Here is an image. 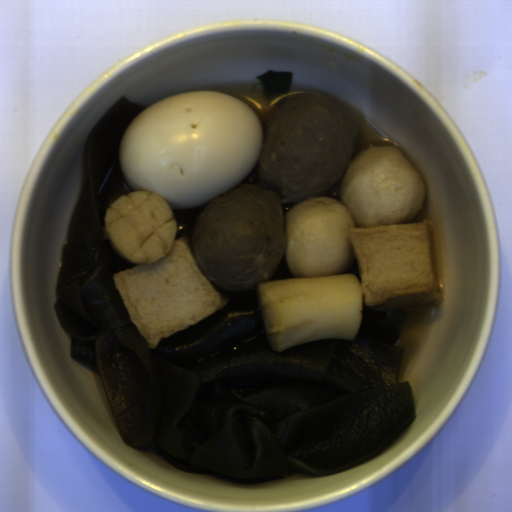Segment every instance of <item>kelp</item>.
<instances>
[{
	"label": "kelp",
	"mask_w": 512,
	"mask_h": 512,
	"mask_svg": "<svg viewBox=\"0 0 512 512\" xmlns=\"http://www.w3.org/2000/svg\"><path fill=\"white\" fill-rule=\"evenodd\" d=\"M146 106L119 97L84 143L82 178L54 303L70 358L98 373L120 435L180 471L241 485L328 476L382 453L416 418L396 347L405 312L367 307L353 340L322 337L275 351L259 285L161 339L132 322L115 273L134 268L105 236V216L134 192L122 169L125 131Z\"/></svg>",
	"instance_id": "99668d17"
},
{
	"label": "kelp",
	"mask_w": 512,
	"mask_h": 512,
	"mask_svg": "<svg viewBox=\"0 0 512 512\" xmlns=\"http://www.w3.org/2000/svg\"><path fill=\"white\" fill-rule=\"evenodd\" d=\"M292 76V71H274L271 69L256 77L259 81L264 101L269 107L277 108L288 100Z\"/></svg>",
	"instance_id": "cf089659"
}]
</instances>
